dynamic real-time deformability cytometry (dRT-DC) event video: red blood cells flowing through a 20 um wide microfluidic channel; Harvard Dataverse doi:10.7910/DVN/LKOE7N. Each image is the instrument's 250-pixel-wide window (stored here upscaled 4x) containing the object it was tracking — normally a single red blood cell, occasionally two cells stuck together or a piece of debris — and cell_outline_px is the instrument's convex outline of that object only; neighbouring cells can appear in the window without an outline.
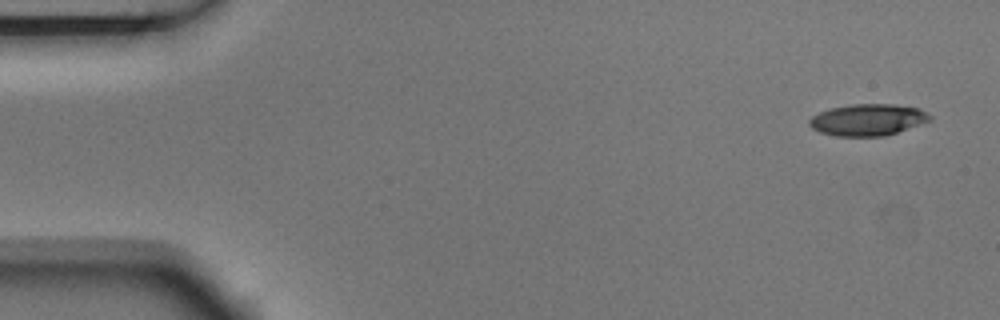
{"species": "Egyptian fruit bat (a non-hibernating species)", "species_latin": "Rousettus aegyptiacus", "temperature_condition": "room temperature", "stored_images_in_passage": 5, "camera_frame_rate_fps": 3000, "um_per_image_px": 0.085, "animal": {"sex": "male"}, "frame": {"image": 1, "passage_image": 1, "time_ms": 0.0, "image_size_px": [1000, 320], "cell_outline_px": [[932, 120], [884, 136], [836, 136], [820, 132], [812, 128], [808, 124], [808, 120], [812, 116], [820, 112], [832, 108], [852, 104], [896, 104], [920, 108], [928, 112], [932, 116]], "centroid_in_image_um": [73.78, 10.17], "position_along_channel_um": 11.2, "area_um2": 22.25}}
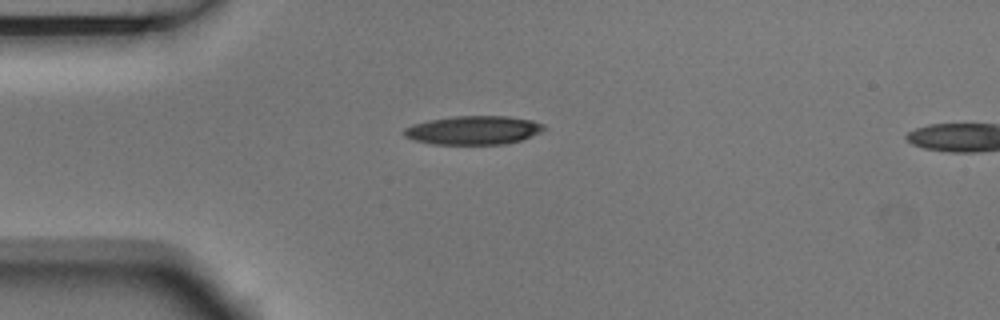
{"frame": {"image": 2, "passage_image": 4, "time_ms": 1.0, "image_size_px": [1000, 320], "cell_outline_px": [[548, 128], [540, 132], [520, 140], [504, 144], [432, 144], [412, 140], [404, 136], [404, 128], [412, 124], [428, 120], [452, 116], [508, 116], [532, 120], [544, 124]], "centroid_in_image_um": [40.23, 11.06], "position_along_channel_um": 44.8, "area_um2": 23.52}}